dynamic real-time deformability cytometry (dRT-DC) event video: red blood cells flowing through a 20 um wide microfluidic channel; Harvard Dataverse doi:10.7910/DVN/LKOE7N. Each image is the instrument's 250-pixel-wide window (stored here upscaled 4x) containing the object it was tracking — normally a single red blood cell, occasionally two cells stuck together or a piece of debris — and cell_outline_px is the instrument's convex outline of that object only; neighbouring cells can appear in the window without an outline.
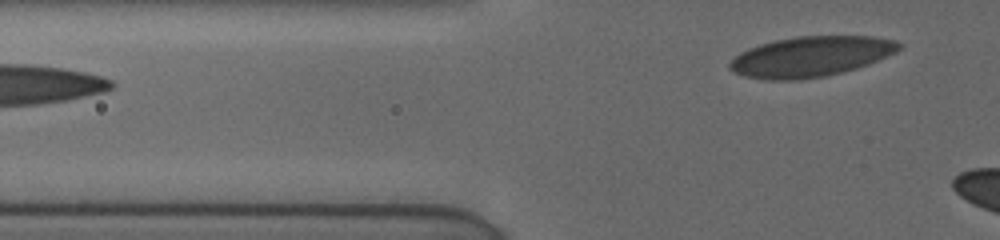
{"species": "human", "species_latin": "Homo sapiens", "temperature_condition": "cold", "stored_images_in_passage": 7, "segment_of_instrument_passage": [2, 2], "camera_frame_rate_fps": 3000, "um_per_image_px": 0.085, "donor": {"sex": "female"}, "frame": {"image": 1, "passage_image": 7, "time_ms": 3.667, "image_size_px": [1000, 240], "cell_outline_px": [[900, 48], [896, 52], [856, 68], [824, 76], [792, 80], [768, 80], [744, 76], [732, 72], [728, 68], [728, 64], [740, 52], [748, 48], [760, 44], [776, 40], [796, 36], [872, 36], [896, 40], [900, 44]], "centroid_in_image_um": [68.87, 4.8], "position_along_channel_um": 56.9, "area_um2": 39.48}}